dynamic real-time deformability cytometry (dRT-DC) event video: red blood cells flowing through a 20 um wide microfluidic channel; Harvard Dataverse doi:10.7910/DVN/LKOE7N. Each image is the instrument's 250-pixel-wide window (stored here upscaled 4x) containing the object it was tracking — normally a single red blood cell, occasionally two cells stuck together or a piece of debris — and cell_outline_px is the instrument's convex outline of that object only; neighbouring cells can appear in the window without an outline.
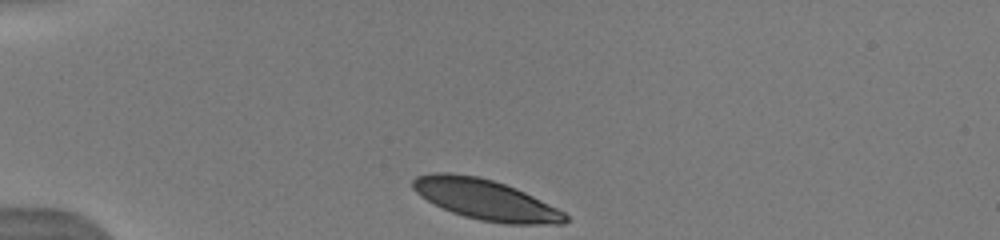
{"species": "human", "species_latin": "Homo sapiens", "temperature_condition": "warm", "stored_images_in_passage": 22, "camera_frame_rate_fps": 3000, "um_per_image_px": 0.085, "donor": {"sex": "male"}, "frame": {"image": 1, "passage_image": 1, "time_ms": 0.0, "image_size_px": [1000, 240], "cell_outline_px": [[568, 220], [564, 224], [504, 224], [480, 220], [464, 216], [452, 212], [420, 196], [412, 188], [412, 180], [416, 176], [432, 172], [448, 172], [480, 176], [516, 188], [564, 212], [568, 216]], "centroid_in_image_um": [41.25, 16.96], "position_along_channel_um": 43.8, "area_um2": 35.78}}